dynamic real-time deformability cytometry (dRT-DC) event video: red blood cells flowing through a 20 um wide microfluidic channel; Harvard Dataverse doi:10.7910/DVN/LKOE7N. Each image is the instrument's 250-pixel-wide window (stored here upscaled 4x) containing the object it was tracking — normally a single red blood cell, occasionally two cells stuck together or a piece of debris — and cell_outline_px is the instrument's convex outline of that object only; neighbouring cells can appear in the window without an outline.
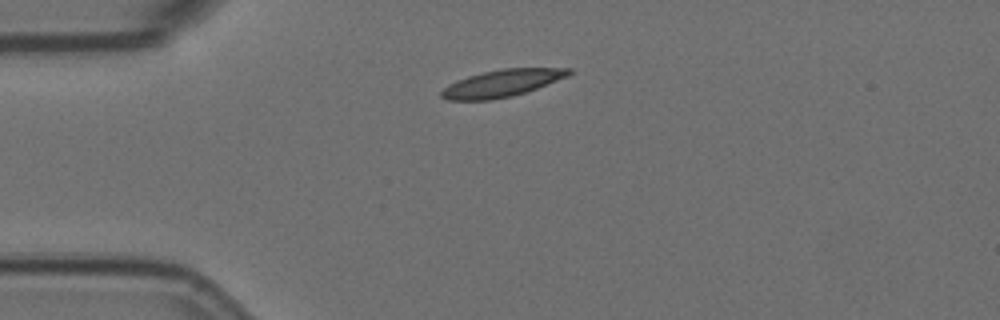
{"species": "Egyptian fruit bat (a non-hibernating species)", "species_latin": "Rousettus aegyptiacus", "temperature_condition": "room temperature", "stored_images_in_passage": 5, "camera_frame_rate_fps": 3000, "um_per_image_px": 0.085, "animal": {"sex": "female"}, "frame": {"image": 1, "passage_image": 1, "time_ms": 0.0, "image_size_px": [1000, 320], "cell_outline_px": [[572, 72], [568, 76], [536, 88], [512, 96], [492, 100], [448, 100], [440, 96], [440, 92], [448, 84], [456, 80], [468, 76], [484, 72], [504, 68], [572, 68]], "centroid_in_image_um": [42.64, 7.07], "position_along_channel_um": 42.4, "area_um2": 20.0}}
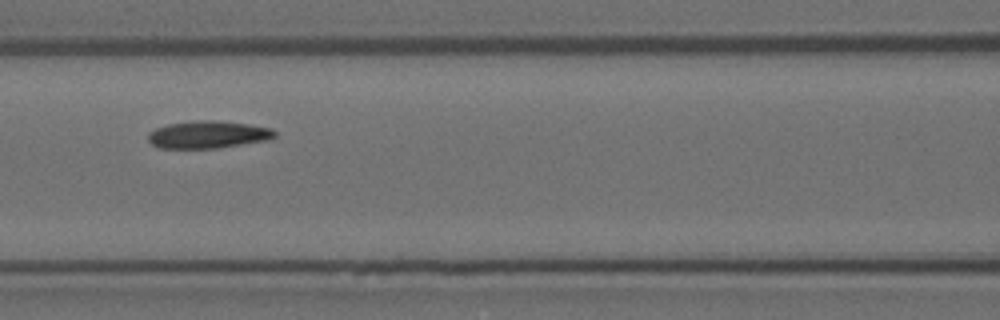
{"frame": {"image": 2, "passage_image": 4, "time_ms": 1.0, "image_size_px": [1000, 320], "cell_outline_px": [[276, 136], [268, 140], [216, 148], [160, 148], [152, 144], [148, 140], [148, 132], [156, 128], [168, 124], [196, 120], [212, 120], [248, 124], [272, 128], [276, 132]], "centroid_in_image_um": [17.67, 11.44], "position_along_channel_um": 148.9, "area_um2": 20.17}}
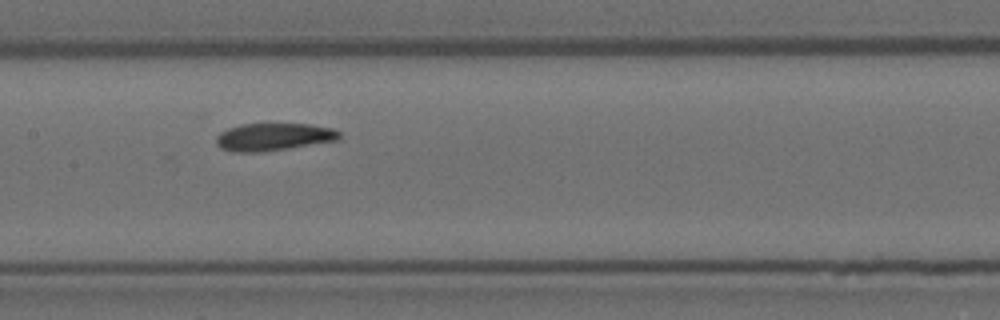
{"frame": {"image": 3, "passage_image": 5, "time_ms": 1.333, "image_size_px": [1000, 320], "cell_outline_px": [[340, 140], [288, 148], [260, 152], [232, 152], [220, 148], [216, 144], [216, 136], [220, 132], [228, 128], [240, 124], [308, 124], [332, 128], [340, 132]], "centroid_in_image_um": [23.23, 11.64], "position_along_channel_um": 184.2, "area_um2": 19.83}}